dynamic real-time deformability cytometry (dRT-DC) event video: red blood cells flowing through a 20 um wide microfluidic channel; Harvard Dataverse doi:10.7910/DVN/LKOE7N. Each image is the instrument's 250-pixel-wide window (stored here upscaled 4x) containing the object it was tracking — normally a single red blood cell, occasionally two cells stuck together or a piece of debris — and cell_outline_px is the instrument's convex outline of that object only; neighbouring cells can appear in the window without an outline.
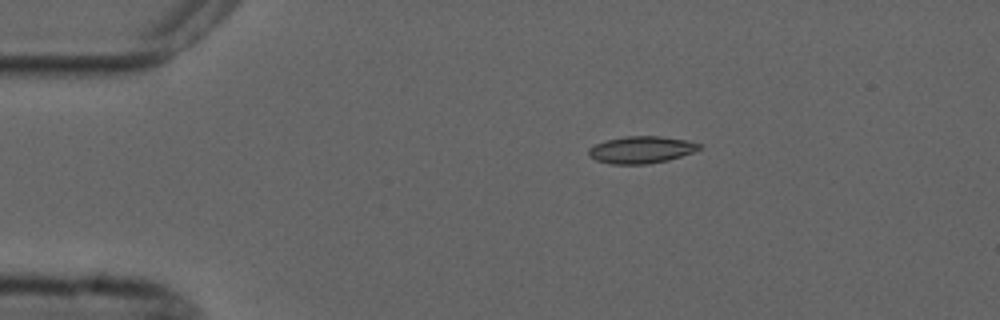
{"species": "common noctule bat (a hibernating species)", "species_latin": "Nyctalus noctula", "temperature_condition": "cold", "stored_images_in_passage": 3, "camera_frame_rate_fps": 3000, "um_per_image_px": 0.085, "animal": {"sex": "male", "forearm_length_mm": 52.5}, "frame": {"image": 1, "passage_image": 1, "time_ms": 0.0, "image_size_px": [1000, 320], "cell_outline_px": [[700, 148], [692, 152], [668, 160], [648, 164], [612, 164], [596, 160], [588, 156], [588, 148], [596, 144], [608, 140], [624, 136], [660, 136], [688, 140], [700, 144]], "centroid_in_image_um": [54.48, 12.73], "position_along_channel_um": 30.5, "area_um2": 17.34}}